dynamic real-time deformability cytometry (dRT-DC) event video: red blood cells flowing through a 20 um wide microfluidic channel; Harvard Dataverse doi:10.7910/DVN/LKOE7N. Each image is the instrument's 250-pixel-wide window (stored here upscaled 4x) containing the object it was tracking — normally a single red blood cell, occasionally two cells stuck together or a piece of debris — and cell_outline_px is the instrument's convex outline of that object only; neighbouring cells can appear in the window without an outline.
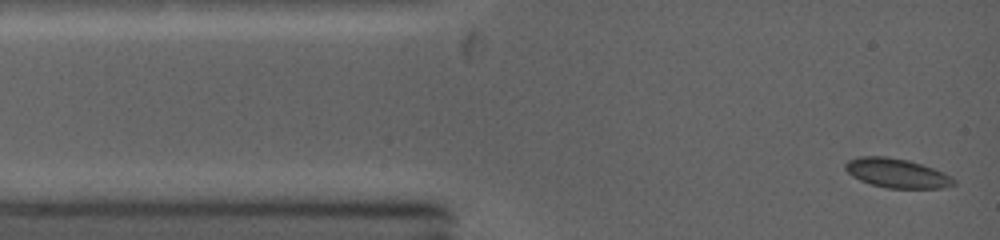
{"species": "common noctule bat (a hibernating species)", "species_latin": "Nyctalus noctula", "temperature_condition": "warm", "stored_images_in_passage": 11, "camera_frame_rate_fps": 5000, "um_per_image_px": 0.085, "animal": {"sex": "female", "body_mass_g": 19.0, "forearm_length_mm": 53.3}, "frame": {"image": 1, "passage_image": 1, "time_ms": 0.0, "image_size_px": [1000, 240], "cell_outline_px": [[956, 184], [944, 188], [888, 188], [872, 184], [860, 180], [852, 176], [844, 168], [844, 164], [848, 160], [860, 156], [888, 156], [908, 160], [944, 172], [952, 176], [956, 180]], "centroid_in_image_um": [76.24, 14.71], "position_along_channel_um": 8.8, "area_um2": 18.55}}
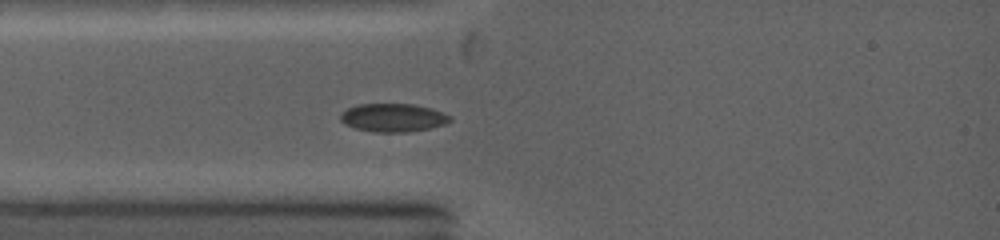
{"frame": {"image": 2, "passage_image": 6, "time_ms": 2.2, "image_size_px": [1000, 240], "cell_outline_px": [[452, 120], [444, 124], [428, 128], [408, 132], [372, 132], [356, 128], [344, 124], [340, 120], [340, 112], [348, 108], [360, 104], [412, 104], [432, 108], [452, 116]], "centroid_in_image_um": [33.4, 10.0], "position_along_channel_um": 51.6, "area_um2": 18.09}}
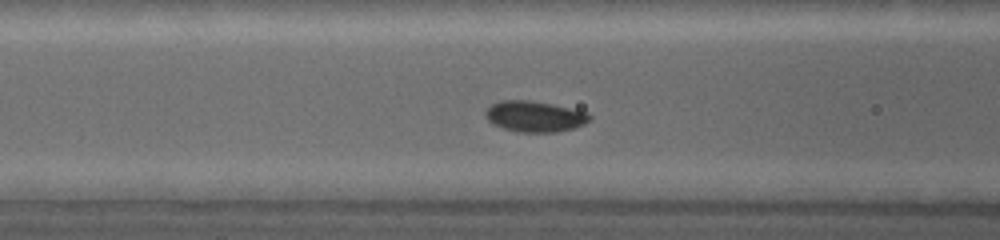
{"frame": {"image": 3, "passage_image": 10, "time_ms": 3.8, "image_size_px": [1000, 240], "cell_outline_px": [[592, 120], [584, 124], [572, 128], [556, 132], [516, 132], [492, 124], [484, 116], [484, 112], [492, 104], [500, 100], [528, 100], [552, 104], [588, 112], [592, 116]], "centroid_in_image_um": [45.45, 9.89], "position_along_channel_um": 121.2, "area_um2": 18.84}}